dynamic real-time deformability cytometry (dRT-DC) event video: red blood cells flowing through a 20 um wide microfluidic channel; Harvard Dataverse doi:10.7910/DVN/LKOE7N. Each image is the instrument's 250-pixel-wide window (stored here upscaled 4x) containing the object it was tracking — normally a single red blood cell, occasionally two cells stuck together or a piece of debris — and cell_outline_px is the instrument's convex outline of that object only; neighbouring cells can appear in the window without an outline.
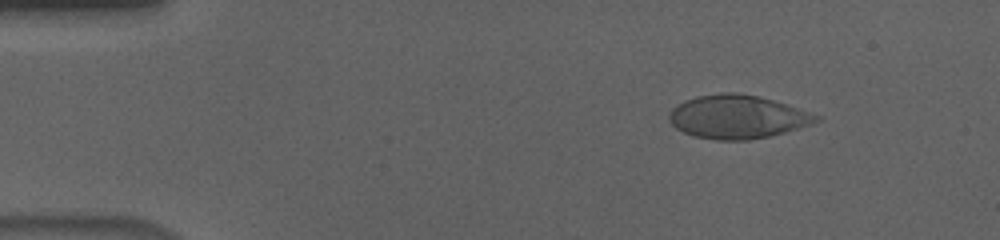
{"species": "human", "species_latin": "Homo sapiens", "temperature_condition": "cold", "stored_images_in_passage": 54, "camera_frame_rate_fps": 3000, "um_per_image_px": 0.085, "donor": {"sex": "male"}, "frame": {"image": 1, "passage_image": 6, "time_ms": 1.667, "image_size_px": [1000, 240], "cell_outline_px": [[820, 120], [812, 124], [784, 132], [768, 136], [748, 140], [716, 140], [696, 136], [684, 132], [676, 128], [668, 120], [668, 116], [672, 108], [684, 100], [696, 96], [720, 92], [736, 92], [756, 96], [772, 100], [820, 116]], "centroid_in_image_um": [62.63, 9.93], "position_along_channel_um": 22.4, "area_um2": 36.93}}
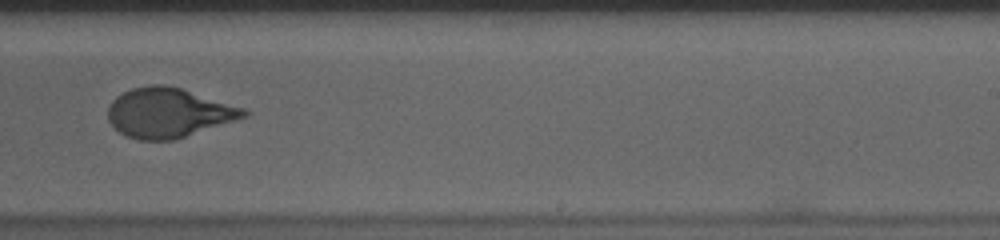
{"frame": {"image": 2, "passage_image": 34, "time_ms": 11.0, "image_size_px": [1000, 240], "cell_outline_px": [[252, 112], [248, 116], [236, 120], [172, 140], [140, 140], [124, 136], [108, 120], [108, 108], [112, 100], [116, 96], [132, 88], [152, 84], [164, 84], [180, 88], [244, 108]], "centroid_in_image_um": [14.31, 9.58], "position_along_channel_um": 274.7, "area_um2": 38.96}}
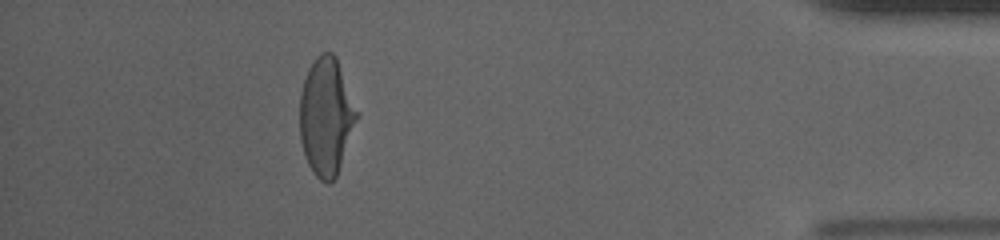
{"frame": {"image": 3, "passage_image": 49, "time_ms": 16.0, "image_size_px": [1000, 240], "cell_outline_px": [[360, 116], [336, 176], [328, 184], [320, 180], [316, 176], [308, 164], [304, 156], [300, 140], [300, 92], [308, 68], [316, 56], [320, 52], [332, 52], [336, 56]], "centroid_in_image_um": [27.73, 9.89], "position_along_channel_um": 407.5, "area_um2": 39.36}, "authors_computed_cell_mechanics": {"area_um2": 39.1595, "velocity_mm_per_s": 3.6435, "shape_relaxation_time_tau1_ms": 6.5061, "shape_relaxation_time_tau2_ms": null, "deformation_change_tau1": 0.2322, "deformation_change_tau2": null}}